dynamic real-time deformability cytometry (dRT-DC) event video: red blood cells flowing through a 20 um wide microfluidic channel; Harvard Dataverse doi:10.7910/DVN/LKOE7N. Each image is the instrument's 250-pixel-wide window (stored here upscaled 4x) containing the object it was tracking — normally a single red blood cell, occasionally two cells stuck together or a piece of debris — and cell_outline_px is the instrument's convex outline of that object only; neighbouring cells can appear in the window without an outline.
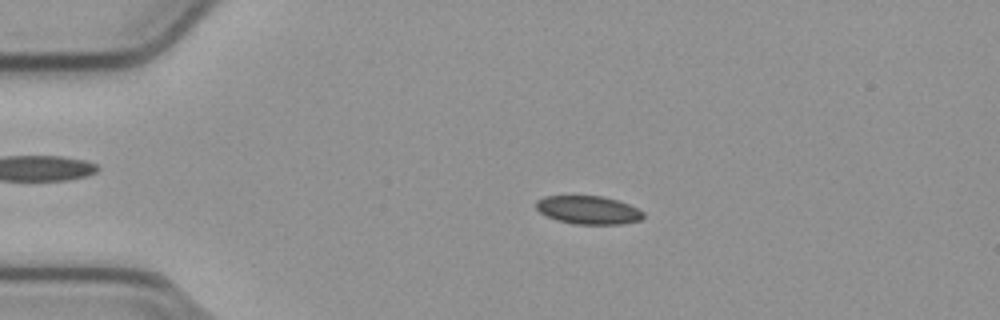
{"species": "common noctule bat (a hibernating species)", "species_latin": "Nyctalus noctula", "temperature_condition": "cold", "stored_images_in_passage": 47, "camera_frame_rate_fps": 3000, "um_per_image_px": 0.085, "animal": {"sex": "male", "body_mass_g": 23.1, "forearm_length_mm": 52.7}, "frame": {"image": 1, "passage_image": 4, "time_ms": 1.0, "image_size_px": [1000, 320], "cell_outline_px": [[644, 216], [640, 220], [620, 224], [572, 224], [556, 220], [540, 212], [536, 208], [536, 200], [544, 196], [572, 192], [604, 196], [628, 204], [644, 212]], "centroid_in_image_um": [49.93, 17.79], "position_along_channel_um": 35.1, "area_um2": 18.5}}
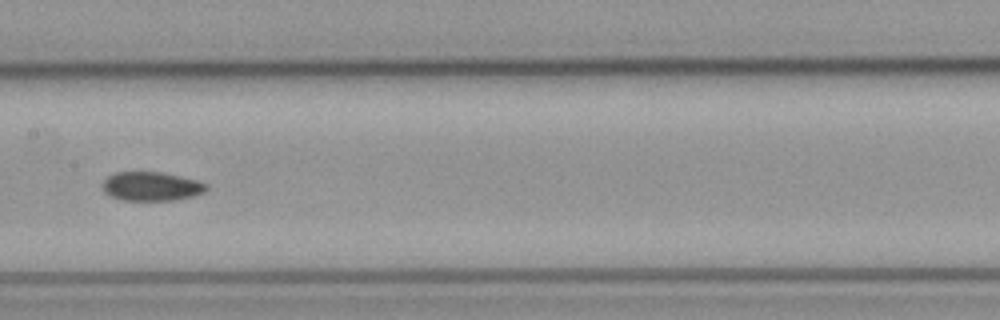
{"frame": {"image": 2, "passage_image": 20, "time_ms": 6.333, "image_size_px": [1000, 320], "cell_outline_px": [[208, 188], [204, 192], [192, 196], [176, 200], [124, 200], [112, 196], [104, 192], [100, 184], [108, 176], [116, 172], [160, 172], [180, 176], [196, 180], [208, 184]], "centroid_in_image_um": [12.86, 15.83], "position_along_channel_um": 194.5, "area_um2": 17.51}}
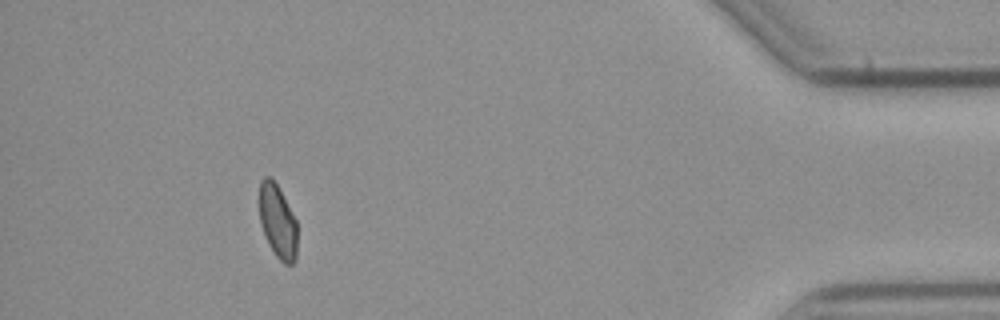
{"frame": {"image": 3, "passage_image": 42, "time_ms": 13.667, "image_size_px": [1000, 320], "cell_outline_px": [[296, 260], [292, 264], [284, 264], [276, 256], [268, 244], [260, 224], [260, 180], [264, 176], [272, 176], [296, 220]], "centroid_in_image_um": [23.59, 18.82], "position_along_channel_um": 411.6, "area_um2": 16.18}, "authors_computed_cell_mechanics": {"area_um2": 17.7446, "velocity_mm_per_s": 3.7867, "shape_relaxation_time_tau1_ms": 10.8648, "shape_relaxation_time_tau2_ms": 4.279, "deformation_change_tau1": 0.1329, "deformation_change_tau2": 0.0612}}